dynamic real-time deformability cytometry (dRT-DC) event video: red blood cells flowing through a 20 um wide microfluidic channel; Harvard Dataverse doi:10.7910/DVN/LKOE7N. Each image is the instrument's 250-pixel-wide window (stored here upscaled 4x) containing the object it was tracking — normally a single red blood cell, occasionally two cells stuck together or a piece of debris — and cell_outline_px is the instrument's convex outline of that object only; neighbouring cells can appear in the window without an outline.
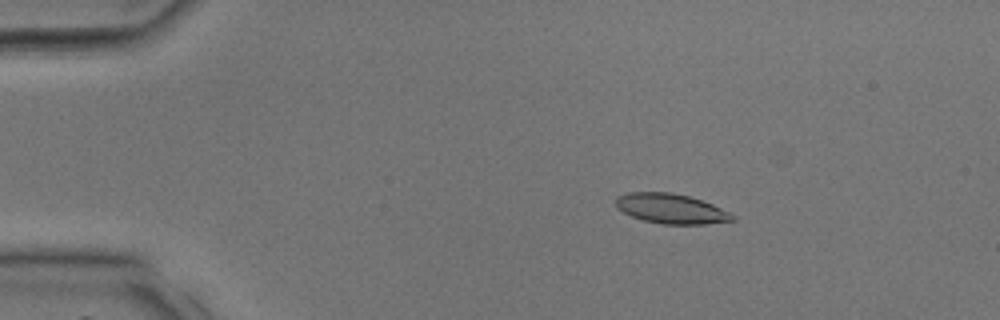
{"species": "common noctule bat (a hibernating species)", "species_latin": "Nyctalus noctula", "temperature_condition": "room temperature", "stored_images_in_passage": 26, "camera_frame_rate_fps": 3000, "um_per_image_px": 0.085, "animal": {"sex": "male", "body_mass_g": 17.9, "forearm_length_mm": 54.2}, "frame": {"image": 1, "passage_image": 2, "time_ms": 0.333, "image_size_px": [1000, 320], "cell_outline_px": [[736, 220], [704, 224], [664, 224], [644, 220], [632, 216], [616, 208], [616, 196], [628, 192], [672, 192], [688, 196], [712, 204], [736, 216]], "centroid_in_image_um": [57.02, 17.73], "position_along_channel_um": 28.0, "area_um2": 20.17}}
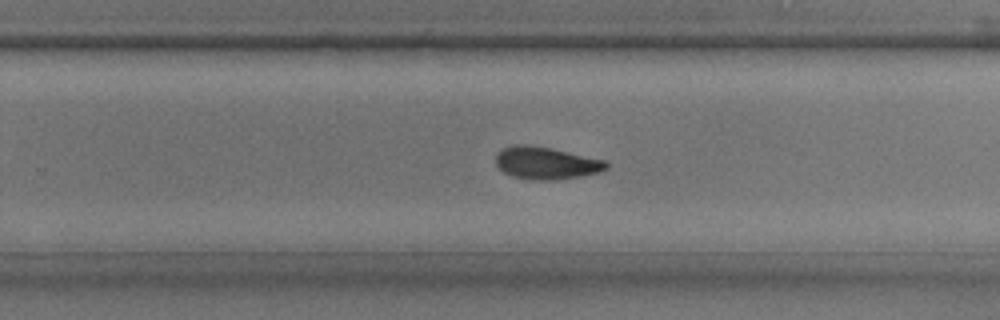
{"frame": {"image": 2, "passage_image": 20, "time_ms": 6.333, "image_size_px": [1000, 320], "cell_outline_px": [[608, 168], [600, 172], [580, 176], [556, 180], [532, 180], [512, 176], [504, 172], [496, 164], [496, 152], [512, 144], [524, 144], [552, 148], [604, 160], [608, 164]], "centroid_in_image_um": [46.4, 13.85], "position_along_channel_um": 283.4, "area_um2": 20.87}}
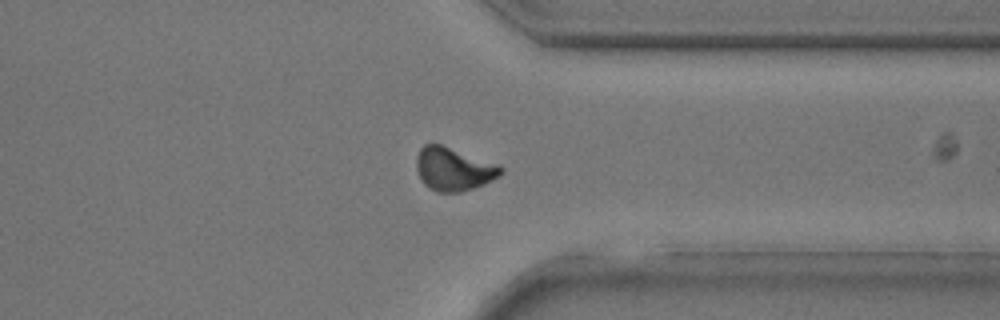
{"frame": {"image": 3, "passage_image": 25, "time_ms": 8.0, "image_size_px": [1000, 320], "cell_outline_px": [[504, 172], [500, 176], [484, 184], [460, 192], [436, 192], [424, 184], [416, 168], [416, 160], [420, 148], [424, 144], [440, 144], [500, 164], [504, 168]], "centroid_in_image_um": [38.59, 14.36], "position_along_channel_um": 372.8, "area_um2": 21.33}}